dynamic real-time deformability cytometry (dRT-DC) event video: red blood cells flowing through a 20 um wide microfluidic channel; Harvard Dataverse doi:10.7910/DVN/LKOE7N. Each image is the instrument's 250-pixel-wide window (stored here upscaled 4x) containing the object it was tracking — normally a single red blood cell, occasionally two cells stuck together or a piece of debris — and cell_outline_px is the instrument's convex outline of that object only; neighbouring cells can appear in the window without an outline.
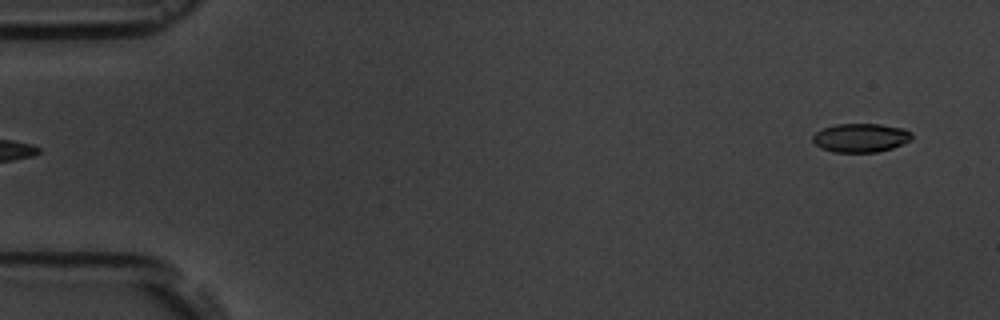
{"species": "common noctule bat (a hibernating species)", "species_latin": "Nyctalus noctula", "temperature_condition": "room temperature", "stored_images_in_passage": 5, "segment_of_instrument_passage": [2, 2], "camera_frame_rate_fps": 3000, "um_per_image_px": 0.085, "animal": {"sex": "male", "body_mass_g": 19.5, "forearm_length_mm": 54.6}, "frame": {"image": 1, "passage_image": 5, "time_ms": 5.333, "image_size_px": [1000, 320], "cell_outline_px": [[912, 140], [892, 148], [876, 152], [832, 152], [820, 148], [812, 140], [812, 136], [816, 132], [824, 128], [836, 124], [880, 124], [904, 128], [912, 132]], "centroid_in_image_um": [73.17, 11.71], "position_along_channel_um": 11.8, "area_um2": 16.7}}